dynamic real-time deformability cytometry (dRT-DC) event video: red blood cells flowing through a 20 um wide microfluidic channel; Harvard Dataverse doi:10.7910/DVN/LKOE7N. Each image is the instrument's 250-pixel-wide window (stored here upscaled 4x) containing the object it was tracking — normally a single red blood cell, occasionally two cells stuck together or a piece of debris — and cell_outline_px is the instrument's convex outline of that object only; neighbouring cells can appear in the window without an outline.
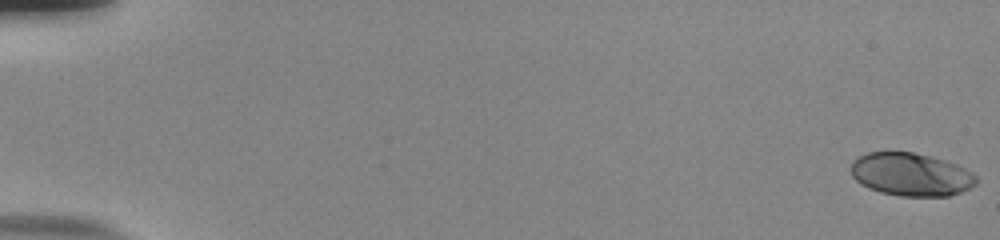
{"species": "human", "species_latin": "Homo sapiens", "temperature_condition": "room temperature", "stored_images_in_passage": 55, "camera_frame_rate_fps": 3000, "um_per_image_px": 0.085, "donor": {"sex": "male"}, "frame": {"image": 1, "passage_image": 1, "time_ms": 0.0, "image_size_px": [1000, 240], "cell_outline_px": [[976, 184], [960, 192], [948, 196], [900, 196], [880, 192], [868, 188], [860, 184], [852, 176], [852, 160], [868, 152], [912, 152], [944, 160], [956, 164], [972, 172], [976, 176]], "centroid_in_image_um": [77.41, 14.83], "position_along_channel_um": 7.6, "area_um2": 31.27}}
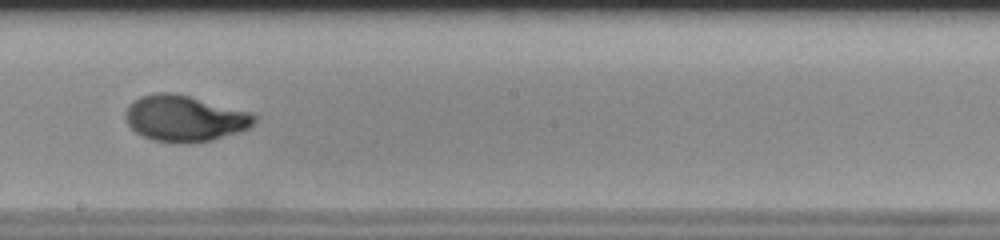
{"frame": {"image": 2, "passage_image": 33, "time_ms": 10.667, "image_size_px": [1000, 240], "cell_outline_px": [[260, 116], [248, 128], [240, 132], [212, 140], [188, 144], [176, 144], [152, 140], [136, 132], [128, 124], [124, 116], [124, 112], [128, 104], [140, 96], [156, 92], [172, 92], [252, 112]], "centroid_in_image_um": [15.69, 10.07], "position_along_channel_um": 232.5, "area_um2": 35.08}}
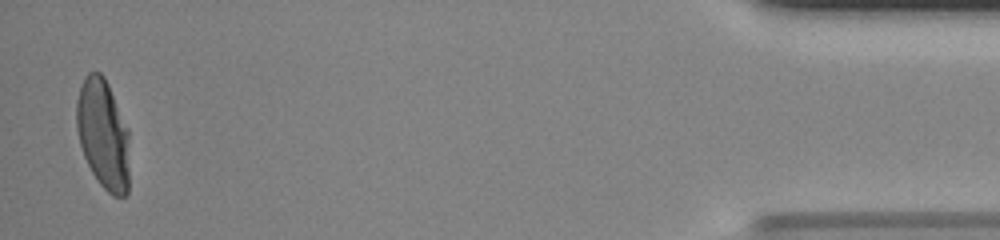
{"frame": {"image": 3, "passage_image": 54, "time_ms": 17.667, "image_size_px": [1000, 240], "cell_outline_px": [[128, 192], [124, 196], [112, 196], [100, 184], [92, 172], [84, 156], [80, 144], [76, 128], [76, 100], [80, 84], [84, 76], [88, 72], [100, 72], [104, 76], [108, 84], [128, 128]], "centroid_in_image_um": [8.74, 11.37], "position_along_channel_um": 426.5, "area_um2": 33.99}, "authors_computed_cell_mechanics": {"area_um2": 33.1772, "velocity_mm_per_s": 3.8647, "shape_relaxation_time_tau1_ms": 5.6009, "shape_relaxation_time_tau2_ms": null, "deformation_change_tau1": 0.2585, "deformation_change_tau2": null}}